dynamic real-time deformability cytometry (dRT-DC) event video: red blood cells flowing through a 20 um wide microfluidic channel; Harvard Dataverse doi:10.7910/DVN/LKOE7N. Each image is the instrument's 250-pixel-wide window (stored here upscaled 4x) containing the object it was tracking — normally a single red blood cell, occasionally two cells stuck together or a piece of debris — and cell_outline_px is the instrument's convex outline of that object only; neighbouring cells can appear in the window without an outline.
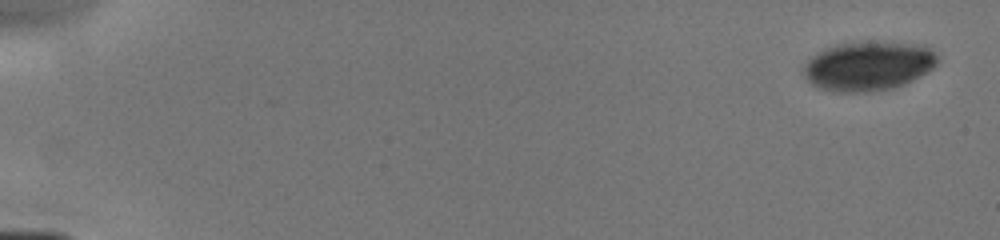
{"species": "human", "species_latin": "Homo sapiens", "temperature_condition": "cold", "stored_images_in_passage": 8, "camera_frame_rate_fps": 3000, "um_per_image_px": 0.085, "donor": {"sex": "male"}, "frame": {"image": 1, "passage_image": 1, "time_ms": 0.0, "image_size_px": [1000, 240], "cell_outline_px": [[936, 64], [928, 72], [904, 84], [892, 88], [872, 92], [832, 92], [816, 88], [804, 76], [804, 64], [816, 52], [824, 48], [836, 44], [928, 44], [936, 56]], "centroid_in_image_um": [73.77, 5.65], "position_along_channel_um": 11.2, "area_um2": 37.97}}
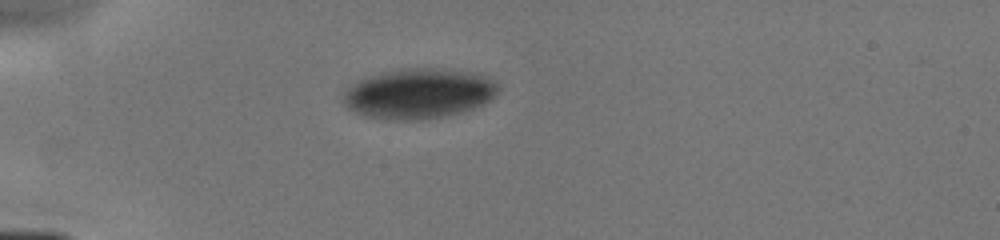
{"frame": {"image": 2, "passage_image": 6, "time_ms": 4.333, "image_size_px": [1000, 240], "cell_outline_px": [[500, 88], [484, 104], [460, 112], [440, 116], [408, 120], [388, 120], [364, 116], [348, 108], [344, 104], [344, 92], [352, 84], [360, 80], [384, 72], [404, 68], [432, 68], [480, 72], [496, 80], [500, 84]], "centroid_in_image_um": [35.64, 7.93], "position_along_channel_um": 49.4, "area_um2": 45.08}}
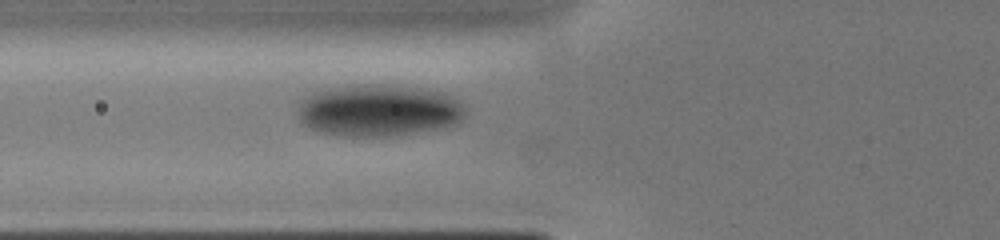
{"frame": {"image": 3, "passage_image": 8, "time_ms": 6.0, "image_size_px": [1000, 240], "cell_outline_px": [[464, 116], [456, 124], [408, 132], [380, 136], [344, 136], [324, 132], [312, 128], [304, 124], [300, 120], [300, 104], [304, 96], [312, 92], [328, 88], [368, 84], [420, 88], [444, 92], [456, 100], [464, 108]], "centroid_in_image_um": [32.15, 9.36], "position_along_channel_um": 93.7, "area_um2": 49.42}}